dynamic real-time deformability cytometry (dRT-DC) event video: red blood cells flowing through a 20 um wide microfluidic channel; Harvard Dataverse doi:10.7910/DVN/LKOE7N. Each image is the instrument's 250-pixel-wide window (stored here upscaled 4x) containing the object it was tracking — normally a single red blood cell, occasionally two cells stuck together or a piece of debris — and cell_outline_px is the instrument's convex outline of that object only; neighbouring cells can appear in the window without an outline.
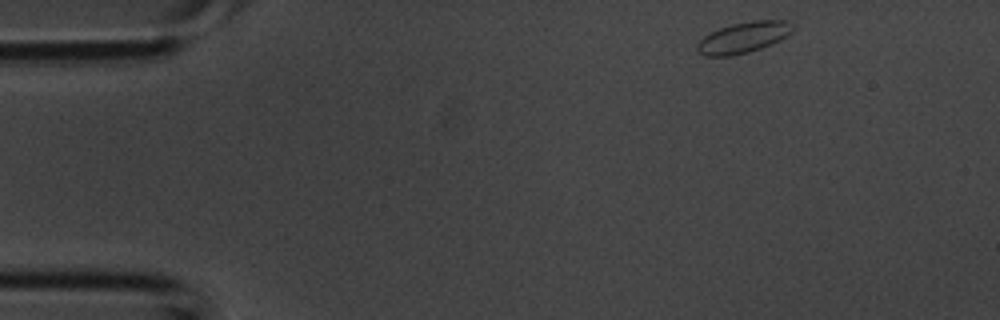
{"species": "common noctule bat (a hibernating species)", "species_latin": "Nyctalus noctula", "temperature_condition": "room temperature", "stored_images_in_passage": 4, "camera_frame_rate_fps": 3000, "um_per_image_px": 0.085, "animal": {"sex": "male", "body_mass_g": 20.1, "forearm_length_mm": 53.5}, "frame": {"image": 1, "passage_image": 1, "time_ms": 0.0, "image_size_px": [1000, 320], "cell_outline_px": [[792, 32], [760, 48], [748, 52], [732, 56], [704, 56], [696, 52], [696, 44], [704, 36], [720, 28], [732, 24], [752, 20], [784, 20], [792, 24]], "centroid_in_image_um": [63.11, 3.19], "position_along_channel_um": 21.9, "area_um2": 16.94}}
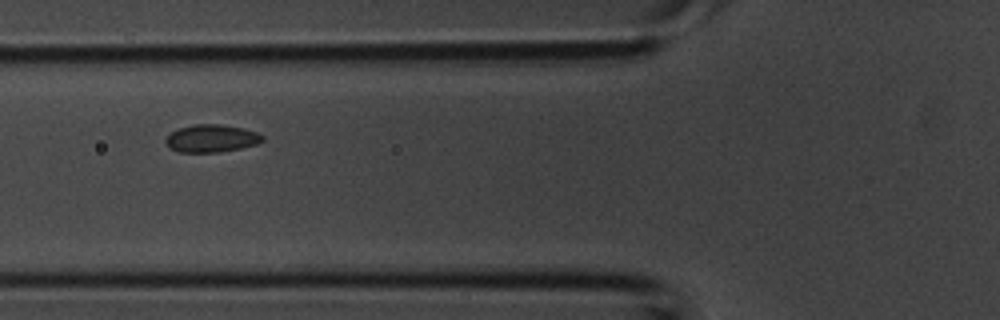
{"frame": {"image": 2, "passage_image": 4, "time_ms": 1.0, "image_size_px": [1000, 320], "cell_outline_px": [[264, 140], [256, 144], [240, 148], [220, 152], [180, 152], [172, 148], [164, 140], [172, 132], [180, 128], [192, 124], [220, 124], [244, 128], [256, 132], [264, 136]], "centroid_in_image_um": [18.01, 11.75], "position_along_channel_um": 107.8, "area_um2": 15.43}}